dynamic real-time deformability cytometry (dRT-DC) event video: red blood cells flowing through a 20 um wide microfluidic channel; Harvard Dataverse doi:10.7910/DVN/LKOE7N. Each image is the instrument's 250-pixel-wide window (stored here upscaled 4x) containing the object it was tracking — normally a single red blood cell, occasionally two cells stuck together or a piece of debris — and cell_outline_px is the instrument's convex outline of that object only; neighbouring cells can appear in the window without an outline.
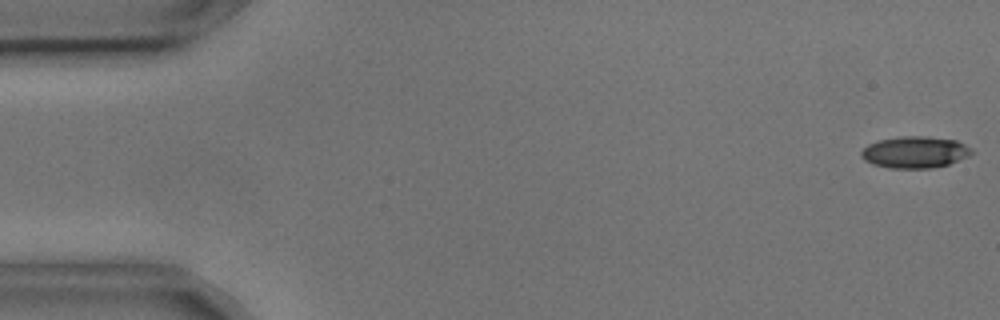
{"species": "common noctule bat (a hibernating species)", "species_latin": "Nyctalus noctula", "temperature_condition": "cold", "stored_images_in_passage": 43, "camera_frame_rate_fps": 3000, "um_per_image_px": 0.085, "animal": {"sex": "male", "body_mass_g": 17.9, "forearm_length_mm": 54.2}, "frame": {"image": 1, "passage_image": 1, "time_ms": 0.0, "image_size_px": [1000, 320], "cell_outline_px": [[972, 152], [968, 156], [948, 164], [932, 168], [888, 168], [872, 164], [864, 160], [860, 156], [860, 152], [868, 144], [880, 140], [900, 136], [924, 136], [956, 140], [972, 148]], "centroid_in_image_um": [77.74, 12.94], "position_along_channel_um": 7.3, "area_um2": 20.35}}
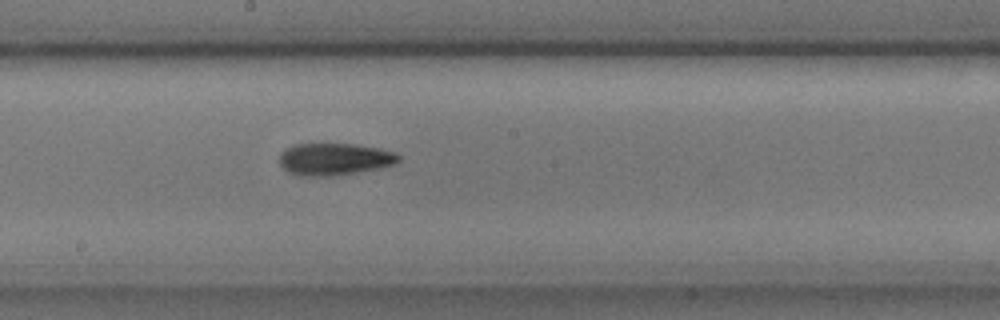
{"frame": {"image": 2, "passage_image": 29, "time_ms": 9.333, "image_size_px": [1000, 320], "cell_outline_px": [[400, 160], [396, 164], [380, 168], [332, 176], [296, 176], [288, 172], [280, 164], [280, 152], [296, 144], [352, 144], [380, 148], [396, 152], [400, 156]], "centroid_in_image_um": [28.45, 13.53], "position_along_channel_um": 219.8, "area_um2": 22.37}}
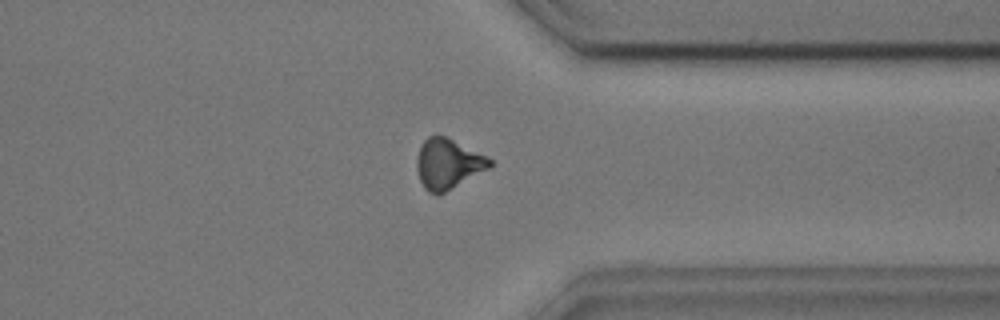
{"frame": {"image": 3, "passage_image": 42, "time_ms": 13.667, "image_size_px": [1000, 320], "cell_outline_px": [[492, 168], [440, 196], [436, 196], [428, 192], [424, 188], [420, 180], [416, 168], [416, 160], [420, 144], [428, 136], [444, 136], [492, 160]], "centroid_in_image_um": [38.06, 14.0], "position_along_channel_um": 373.3, "area_um2": 21.56}, "authors_computed_cell_mechanics": {"area_um2": 21.2126, "velocity_mm_per_s": 3.641, "shape_relaxation_time_tau1_ms": 5.6637, "shape_relaxation_time_tau2_ms": 5.444, "deformation_change_tau1": 0.1877, "deformation_change_tau2": 0.1483}}